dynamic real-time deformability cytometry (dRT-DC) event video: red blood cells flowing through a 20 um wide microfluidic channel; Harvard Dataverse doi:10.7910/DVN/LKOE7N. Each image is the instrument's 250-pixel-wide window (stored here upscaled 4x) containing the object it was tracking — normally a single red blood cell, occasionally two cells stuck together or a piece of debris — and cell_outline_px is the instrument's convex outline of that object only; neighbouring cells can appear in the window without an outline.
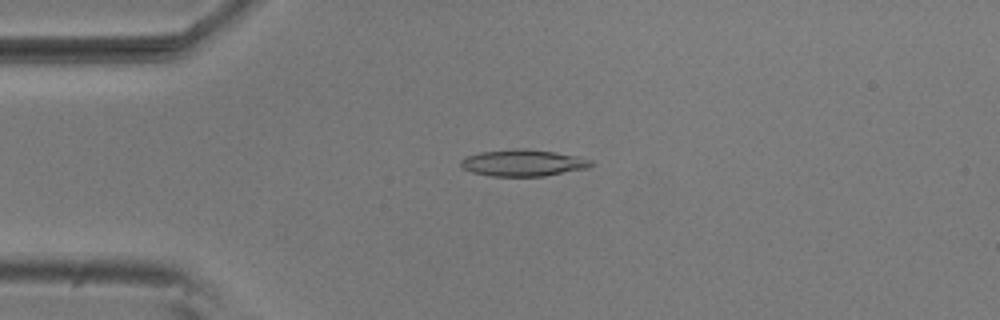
{"species": "common noctule bat (a hibernating species)", "species_latin": "Nyctalus noctula", "temperature_condition": "room temperature", "stored_images_in_passage": 5, "camera_frame_rate_fps": 3000, "um_per_image_px": 0.085, "animal": {"sex": "male", "body_mass_g": 20.5, "forearm_length_mm": 52.5}, "frame": {"image": 1, "passage_image": 4, "time_ms": 1.0, "image_size_px": [1000, 320], "cell_outline_px": [[592, 164], [588, 168], [544, 176], [492, 176], [472, 172], [464, 168], [460, 164], [460, 160], [464, 156], [480, 152], [516, 148], [524, 148], [552, 152], [576, 156], [592, 160]], "centroid_in_image_um": [44.43, 13.84], "position_along_channel_um": 40.6, "area_um2": 20.11}}